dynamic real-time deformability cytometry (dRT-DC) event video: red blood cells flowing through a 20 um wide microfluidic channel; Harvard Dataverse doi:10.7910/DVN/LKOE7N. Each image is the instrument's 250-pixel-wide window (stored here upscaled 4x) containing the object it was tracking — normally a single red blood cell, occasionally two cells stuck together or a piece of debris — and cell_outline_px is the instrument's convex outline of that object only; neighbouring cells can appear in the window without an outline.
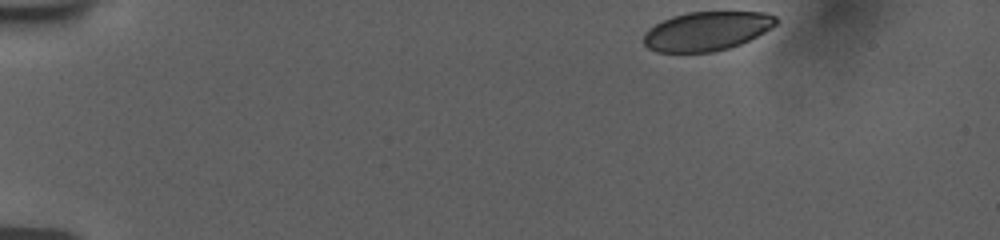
{"species": "human", "species_latin": "Homo sapiens", "temperature_condition": "room temperature", "stored_images_in_passage": 48, "camera_frame_rate_fps": 3000, "um_per_image_px": 0.085, "donor": {"sex": "female"}, "frame": {"image": 1, "passage_image": 1, "time_ms": 0.0, "image_size_px": [1000, 240], "cell_outline_px": [[776, 24], [772, 28], [740, 44], [728, 48], [712, 52], [656, 52], [648, 48], [644, 44], [644, 32], [648, 28], [672, 16], [688, 12], [764, 12], [776, 16]], "centroid_in_image_um": [60.05, 2.64], "position_along_channel_um": 24.9, "area_um2": 30.0}}
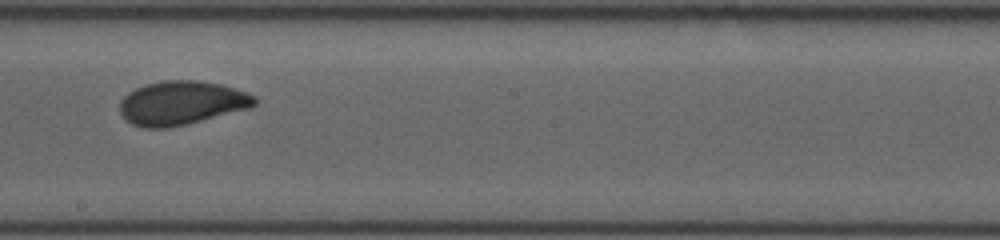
{"frame": {"image": 2, "passage_image": 26, "time_ms": 8.333, "image_size_px": [1000, 240], "cell_outline_px": [[256, 104], [252, 108], [188, 124], [168, 128], [144, 128], [132, 124], [120, 112], [120, 100], [128, 92], [144, 84], [160, 80], [196, 80], [220, 84], [256, 96]], "centroid_in_image_um": [15.43, 8.75], "position_along_channel_um": 232.8, "area_um2": 34.62}}
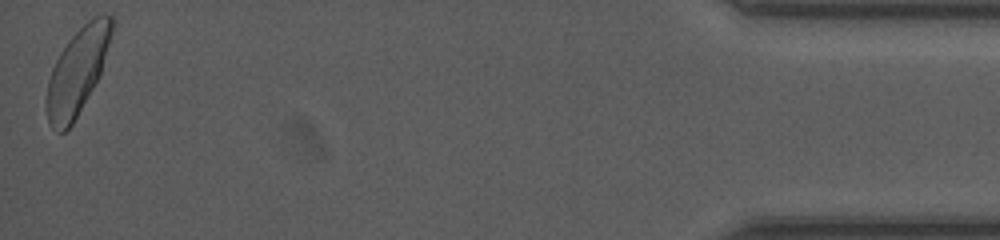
{"frame": {"image": 3, "passage_image": 48, "time_ms": 15.667, "image_size_px": [1000, 240], "cell_outline_px": [[116, 20], [100, 72], [92, 88], [72, 124], [64, 132], [60, 132], [48, 120], [44, 100], [48, 80], [52, 68], [60, 52], [68, 40], [92, 16], [104, 12], [112, 16]], "centroid_in_image_um": [6.57, 5.99], "position_along_channel_um": 428.6, "area_um2": 32.31}, "authors_computed_cell_mechanics": {"area_um2": 33.0616, "velocity_mm_per_s": 3.7614, "shape_relaxation_time_tau1_ms": 3.3357, "shape_relaxation_time_tau2_ms": 1.0768, "deformation_change_tau1": 0.1222, "deformation_change_tau2": 0.0599}}